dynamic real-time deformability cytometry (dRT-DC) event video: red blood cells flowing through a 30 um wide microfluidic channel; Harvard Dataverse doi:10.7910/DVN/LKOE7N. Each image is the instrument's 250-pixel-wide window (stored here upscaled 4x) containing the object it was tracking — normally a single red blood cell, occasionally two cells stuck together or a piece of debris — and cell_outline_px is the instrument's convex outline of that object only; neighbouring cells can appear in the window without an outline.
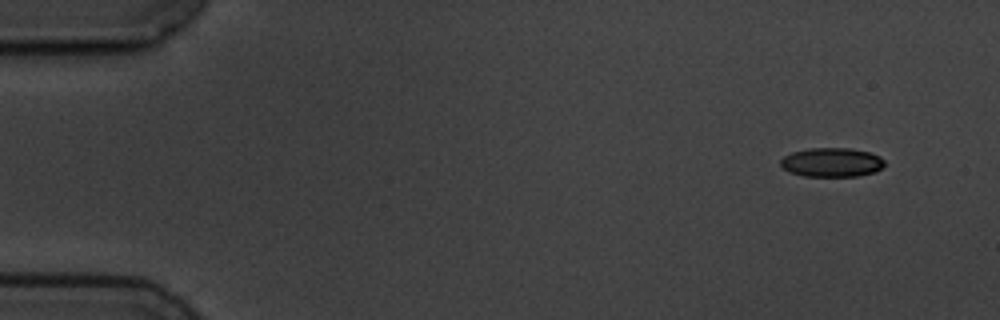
{"species": "common noctule bat (a hibernating species)", "species_latin": "Nyctalus noctula", "temperature_condition": "cold", "stored_images_in_passage": 4, "camera_frame_rate_fps": 3000, "um_per_image_px": 0.085, "animal": {"sex": "male", "body_mass_g": 19.5, "forearm_length_mm": 54.6}, "frame": {"image": 1, "passage_image": 1, "time_ms": 0.0, "image_size_px": [1000, 320], "cell_outline_px": [[884, 164], [880, 168], [872, 172], [856, 176], [804, 176], [788, 172], [780, 164], [780, 160], [784, 156], [792, 152], [808, 148], [852, 148], [872, 152], [880, 156], [884, 160]], "centroid_in_image_um": [70.68, 13.78], "position_along_channel_um": 14.3, "area_um2": 17.69}}
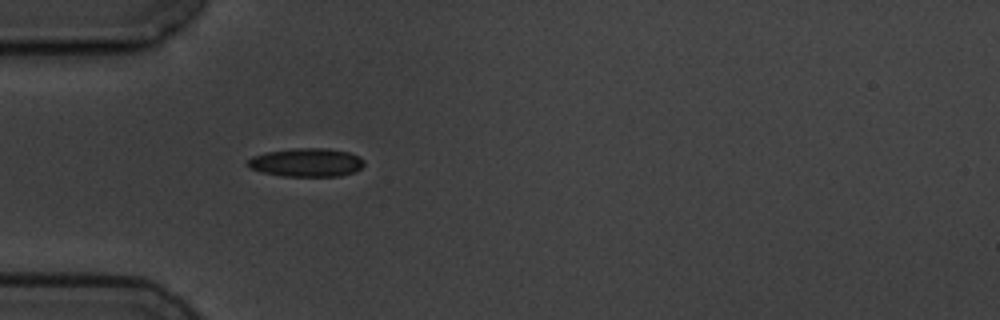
{"frame": {"image": 2, "passage_image": 4, "time_ms": 4.333, "image_size_px": [1000, 320], "cell_outline_px": [[364, 164], [356, 172], [340, 176], [284, 176], [260, 172], [248, 168], [248, 160], [252, 156], [264, 152], [292, 148], [328, 148], [348, 152], [360, 156], [364, 160]], "centroid_in_image_um": [26.04, 13.8], "position_along_channel_um": 59.0, "area_um2": 19.59}}